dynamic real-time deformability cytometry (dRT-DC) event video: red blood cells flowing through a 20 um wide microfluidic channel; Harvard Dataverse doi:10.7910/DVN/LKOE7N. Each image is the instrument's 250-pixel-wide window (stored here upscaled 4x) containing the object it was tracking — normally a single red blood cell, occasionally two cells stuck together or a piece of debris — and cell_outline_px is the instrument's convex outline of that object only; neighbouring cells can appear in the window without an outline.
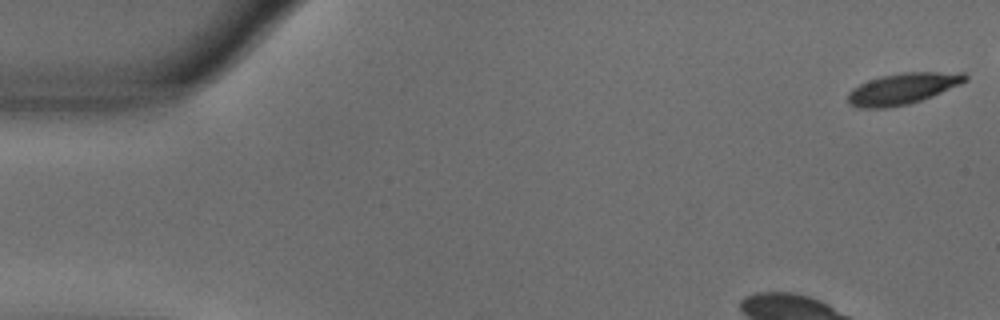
{"species": "common noctule bat (a hibernating species)", "species_latin": "Nyctalus noctula", "temperature_condition": "warm", "stored_images_in_passage": 21, "camera_frame_rate_fps": 3000, "um_per_image_px": 0.085, "animal": {"sex": "male", "body_mass_g": 18.8}, "frame": {"image": 1, "passage_image": 1, "time_ms": 0.0, "image_size_px": [1000, 320], "cell_outline_px": [[968, 80], [960, 84], [920, 100], [908, 104], [888, 108], [856, 108], [848, 104], [848, 92], [852, 88], [868, 80], [880, 76], [904, 72], [964, 72], [968, 76]], "centroid_in_image_um": [76.69, 7.53], "position_along_channel_um": 8.3, "area_um2": 21.33}}